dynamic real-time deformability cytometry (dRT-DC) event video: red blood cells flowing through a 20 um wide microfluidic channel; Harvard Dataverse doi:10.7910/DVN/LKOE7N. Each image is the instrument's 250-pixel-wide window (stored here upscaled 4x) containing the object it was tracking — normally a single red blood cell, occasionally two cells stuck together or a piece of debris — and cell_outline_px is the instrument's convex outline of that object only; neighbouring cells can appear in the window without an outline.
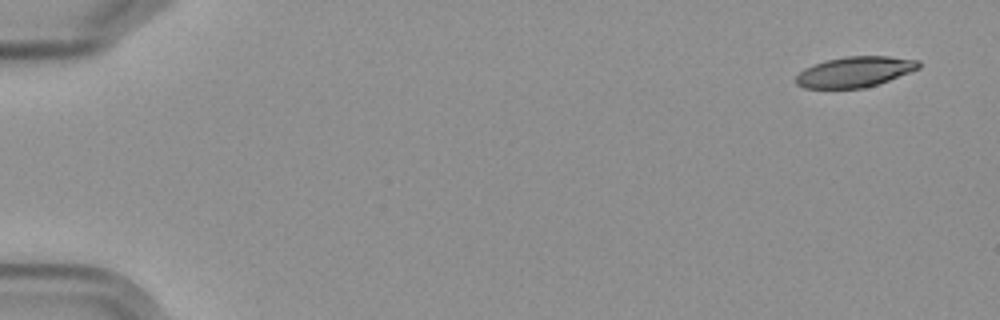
{"species": "Egyptian fruit bat (a non-hibernating species)", "species_latin": "Rousettus aegyptiacus", "temperature_condition": "cold", "stored_images_in_passage": 9, "camera_frame_rate_fps": 3000, "um_per_image_px": 0.085, "frame": {"image": 1, "passage_image": 1, "time_ms": 0.0, "image_size_px": [1000, 320], "cell_outline_px": [[920, 68], [888, 80], [864, 88], [804, 88], [796, 84], [796, 76], [804, 68], [812, 64], [824, 60], [844, 56], [888, 56], [920, 60]], "centroid_in_image_um": [72.63, 6.09], "position_along_channel_um": 12.4, "area_um2": 21.85}}
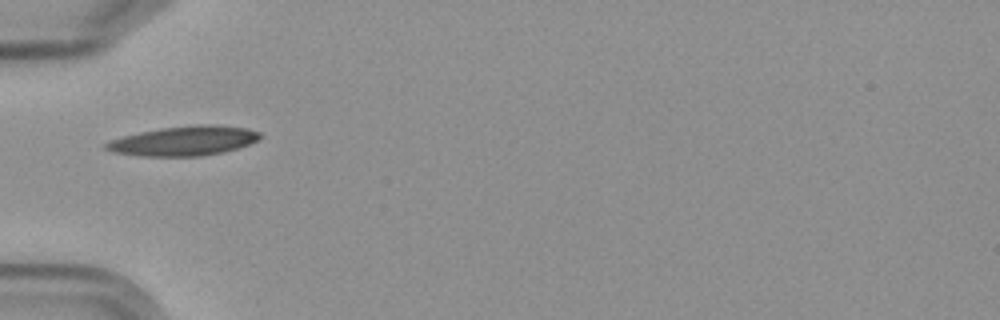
{"frame": {"image": 2, "passage_image": 6, "time_ms": 5.667, "image_size_px": [1000, 320], "cell_outline_px": [[264, 136], [248, 144], [224, 152], [200, 156], [140, 156], [112, 152], [104, 148], [104, 144], [112, 140], [124, 136], [140, 132], [160, 128], [196, 124], [216, 124], [248, 128], [260, 132]], "centroid_in_image_um": [15.65, 11.96], "position_along_channel_um": 69.3, "area_um2": 26.59}}
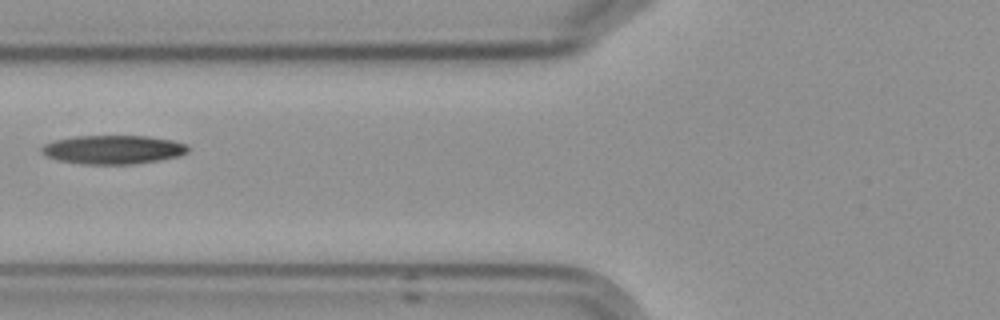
{"frame": {"image": 3, "passage_image": 7, "time_ms": 7.0, "image_size_px": [1000, 320], "cell_outline_px": [[188, 152], [180, 156], [160, 160], [132, 164], [84, 164], [56, 160], [44, 156], [40, 152], [40, 148], [44, 144], [56, 140], [76, 136], [148, 136], [176, 140], [188, 144]], "centroid_in_image_um": [9.63, 12.71], "position_along_channel_um": 116.2, "area_um2": 24.85}}